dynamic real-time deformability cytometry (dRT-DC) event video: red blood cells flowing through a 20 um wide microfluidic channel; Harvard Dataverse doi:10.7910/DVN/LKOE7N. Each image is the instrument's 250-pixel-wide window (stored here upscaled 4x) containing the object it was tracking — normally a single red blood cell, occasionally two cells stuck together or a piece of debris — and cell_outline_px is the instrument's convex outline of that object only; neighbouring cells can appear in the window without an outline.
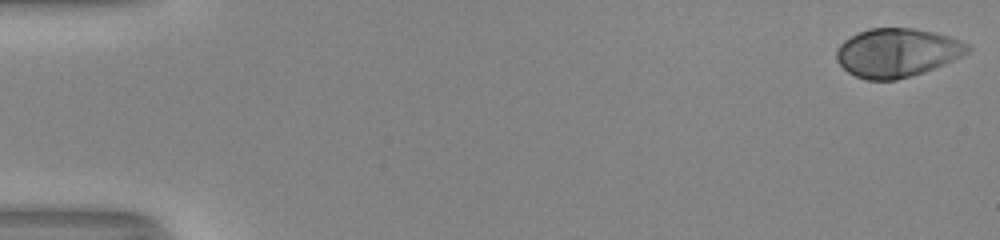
{"species": "human", "species_latin": "Homo sapiens", "temperature_condition": "room temperature", "stored_images_in_passage": 11, "camera_frame_rate_fps": 3000, "um_per_image_px": 0.085, "donor": {"sex": "male"}, "frame": {"image": 1, "passage_image": 1, "time_ms": 0.0, "image_size_px": [1000, 240], "cell_outline_px": [[972, 48], [968, 52], [944, 64], [924, 72], [912, 76], [896, 80], [868, 80], [856, 76], [848, 72], [836, 60], [836, 48], [844, 40], [868, 28], [912, 28], [932, 32], [948, 36], [972, 44]], "centroid_in_image_um": [76.25, 4.48], "position_along_channel_um": 8.7, "area_um2": 37.17}}